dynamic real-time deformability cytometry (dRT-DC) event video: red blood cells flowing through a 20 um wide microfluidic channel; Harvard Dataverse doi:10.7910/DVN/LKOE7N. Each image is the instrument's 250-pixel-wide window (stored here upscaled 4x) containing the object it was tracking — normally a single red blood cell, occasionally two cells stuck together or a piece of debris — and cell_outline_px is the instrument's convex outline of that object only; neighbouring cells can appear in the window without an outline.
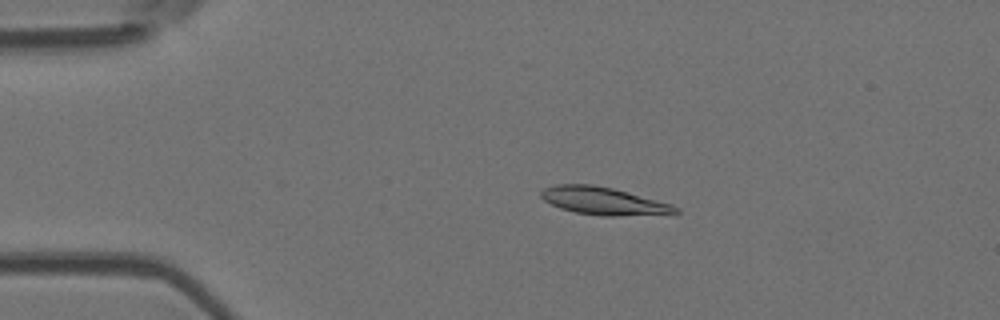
{"species": "Egyptian fruit bat (a non-hibernating species)", "species_latin": "Rousettus aegyptiacus", "temperature_condition": "room temperature", "stored_images_in_passage": 4, "camera_frame_rate_fps": 3000, "um_per_image_px": 0.085, "animal": {"sex": "female"}, "frame": {"image": 1, "passage_image": 3, "time_ms": 3.333, "image_size_px": [1000, 320], "cell_outline_px": [[680, 212], [676, 216], [600, 216], [576, 212], [560, 208], [544, 200], [540, 196], [540, 192], [544, 188], [556, 184], [592, 184], [612, 188], [628, 192], [672, 204], [680, 208]], "centroid_in_image_um": [51.44, 17.12], "position_along_channel_um": 33.6, "area_um2": 22.31}}